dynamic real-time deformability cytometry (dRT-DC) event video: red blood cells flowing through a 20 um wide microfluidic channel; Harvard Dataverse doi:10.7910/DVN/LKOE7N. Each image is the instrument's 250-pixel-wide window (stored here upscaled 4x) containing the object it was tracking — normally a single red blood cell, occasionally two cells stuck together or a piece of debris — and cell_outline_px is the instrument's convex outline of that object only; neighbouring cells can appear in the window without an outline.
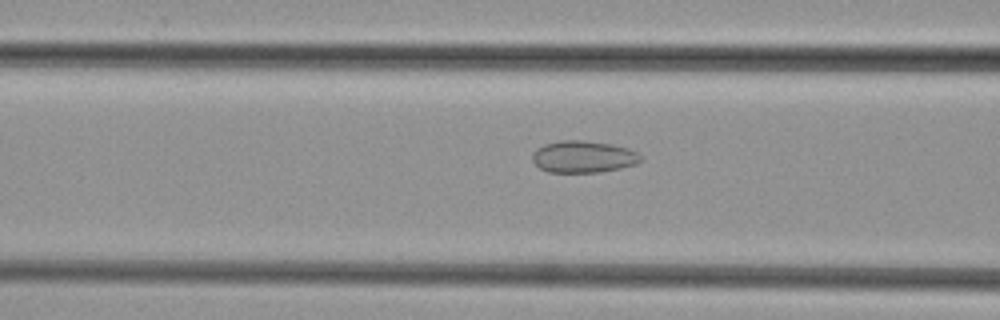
{"species": "common noctule bat (a hibernating species)", "species_latin": "Nyctalus noctula", "temperature_condition": "cold", "stored_images_in_passage": 48, "camera_frame_rate_fps": 3000, "um_per_image_px": 0.085, "animal": {"sex": "female", "body_mass_g": 29.2, "forearm_length_mm": 56.3}, "frame": {"image": 1, "passage_image": 19, "time_ms": 6.0, "image_size_px": [1000, 320], "cell_outline_px": [[640, 160], [636, 164], [620, 168], [596, 172], [548, 172], [540, 168], [532, 160], [532, 152], [536, 148], [544, 144], [560, 140], [584, 140], [612, 144], [628, 148], [636, 152], [640, 156]], "centroid_in_image_um": [49.54, 13.31], "position_along_channel_um": 117.1, "area_um2": 20.11}}
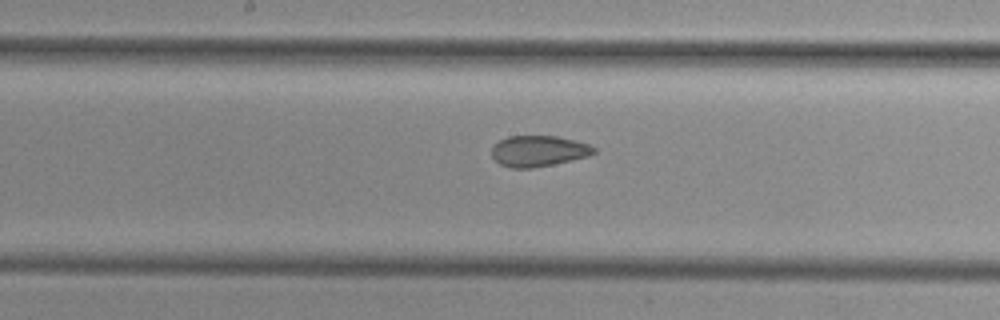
{"frame": {"image": 2, "passage_image": 25, "time_ms": 8.0, "image_size_px": [1000, 320], "cell_outline_px": [[596, 152], [588, 156], [572, 160], [532, 168], [512, 168], [500, 164], [492, 156], [492, 148], [500, 140], [508, 136], [556, 136], [592, 144], [596, 148]], "centroid_in_image_um": [45.81, 12.83], "position_along_channel_um": 202.4, "area_um2": 18.38}}
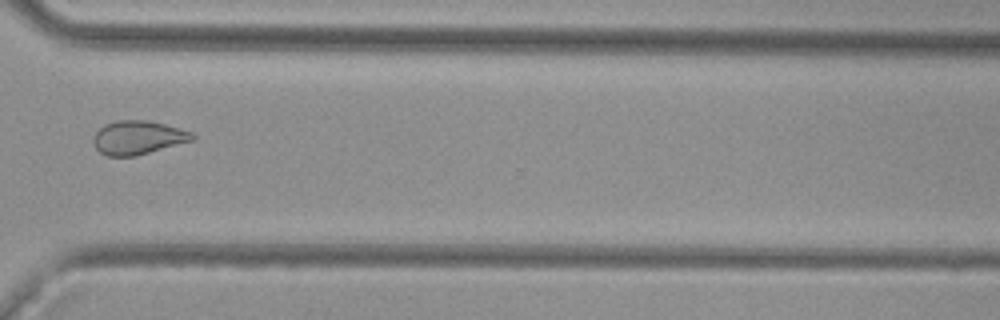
{"frame": {"image": 3, "passage_image": 36, "time_ms": 11.667, "image_size_px": [1000, 320], "cell_outline_px": [[196, 140], [136, 156], [108, 156], [100, 152], [92, 144], [92, 136], [104, 124], [116, 120], [148, 120], [164, 124], [192, 132], [196, 136]], "centroid_in_image_um": [11.73, 11.69], "position_along_channel_um": 358.9, "area_um2": 19.71}}